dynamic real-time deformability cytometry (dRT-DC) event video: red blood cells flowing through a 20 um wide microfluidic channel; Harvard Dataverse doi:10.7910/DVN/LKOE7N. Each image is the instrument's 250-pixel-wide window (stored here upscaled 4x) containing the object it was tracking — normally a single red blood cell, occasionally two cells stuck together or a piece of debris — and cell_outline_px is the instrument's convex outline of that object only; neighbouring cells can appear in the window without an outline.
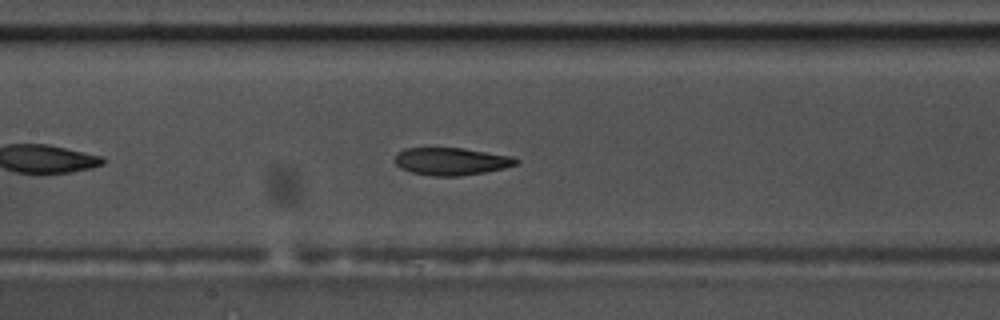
{"species": "common noctule bat (a hibernating species)", "species_latin": "Nyctalus noctula", "temperature_condition": "warm", "stored_images_in_passage": 43, "camera_frame_rate_fps": 3000, "um_per_image_px": 0.085, "animal": {"sex": "male", "body_mass_g": 17.5, "forearm_length_mm": 52.3}, "frame": {"image": 1, "passage_image": 13, "time_ms": 4.0, "image_size_px": [1000, 320], "cell_outline_px": [[520, 164], [504, 168], [484, 172], [460, 176], [432, 176], [412, 172], [400, 168], [396, 164], [396, 152], [404, 148], [464, 148], [512, 156], [520, 160]], "centroid_in_image_um": [38.39, 13.71], "position_along_channel_um": 169.0, "area_um2": 19.54}}
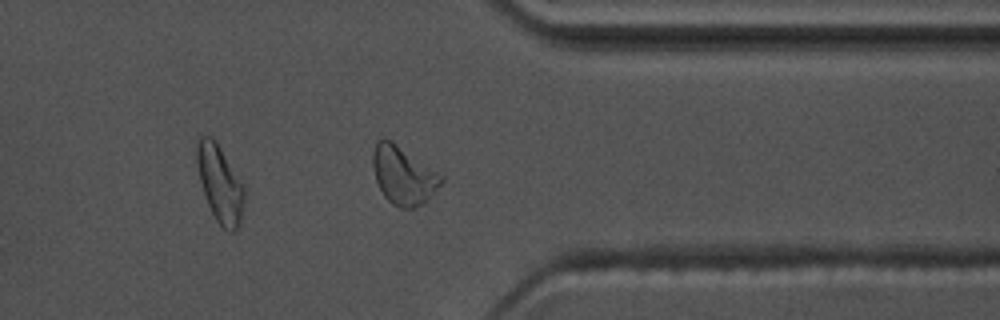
{"frame": {"image": 2, "passage_image": 31, "time_ms": 10.0, "image_size_px": [1000, 320], "cell_outline_px": [[444, 180], [424, 204], [412, 208], [400, 208], [392, 204], [384, 196], [376, 180], [372, 164], [372, 152], [376, 140], [384, 136], [392, 140], [440, 172], [444, 176]], "centroid_in_image_um": [34.28, 14.86], "position_along_channel_um": 377.1, "area_um2": 23.64}, "authors_computed_cell_mechanics": {"area_um2": 20.6346, "velocity_mm_per_s": 3.5547, "shape_relaxation_time_tau1_ms": 4.5213, "shape_relaxation_time_tau2_ms": 2.2313, "deformation_change_tau1": 0.1634, "deformation_change_tau2": 0.0959}}